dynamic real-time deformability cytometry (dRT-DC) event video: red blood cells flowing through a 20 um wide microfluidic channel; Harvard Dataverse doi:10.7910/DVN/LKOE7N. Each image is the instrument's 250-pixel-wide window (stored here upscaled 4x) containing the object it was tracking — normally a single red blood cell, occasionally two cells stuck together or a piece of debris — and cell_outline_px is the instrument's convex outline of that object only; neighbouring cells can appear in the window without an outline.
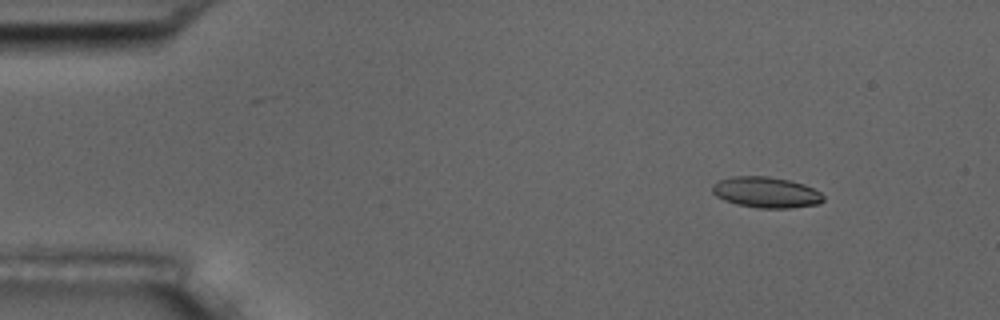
{"species": "common noctule bat (a hibernating species)", "species_latin": "Nyctalus noctula", "temperature_condition": "room temperature", "stored_images_in_passage": 11, "camera_frame_rate_fps": 3000, "um_per_image_px": 0.085, "animal": {"sex": "male", "body_mass_g": 17.5, "forearm_length_mm": 52.3}, "frame": {"image": 1, "passage_image": 2, "time_ms": 2.0, "image_size_px": [1000, 320], "cell_outline_px": [[824, 200], [820, 204], [788, 208], [756, 208], [736, 204], [724, 200], [716, 196], [712, 192], [712, 184], [720, 180], [732, 176], [768, 176], [788, 180], [804, 184], [820, 192], [824, 196]], "centroid_in_image_um": [65.11, 16.35], "position_along_channel_um": 19.9, "area_um2": 20.06}}
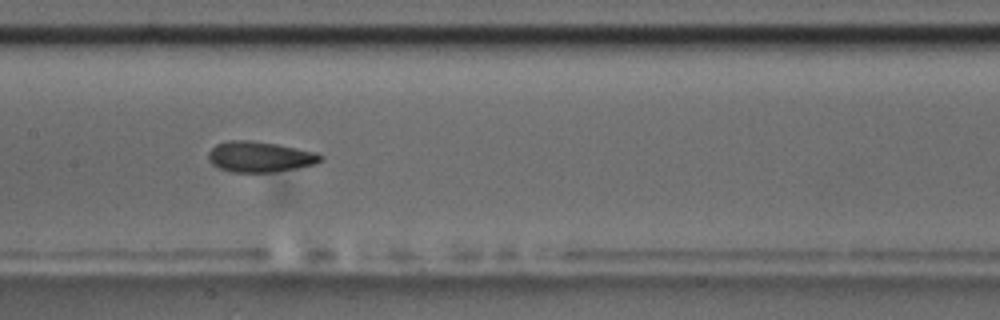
{"frame": {"image": 2, "passage_image": 8, "time_ms": 9.0, "image_size_px": [1000, 320], "cell_outline_px": [[324, 156], [316, 164], [296, 168], [272, 172], [232, 172], [220, 168], [212, 164], [208, 160], [208, 152], [216, 144], [228, 140], [252, 140], [276, 144], [316, 152]], "centroid_in_image_um": [22.06, 13.32], "position_along_channel_um": 185.3, "area_um2": 20.0}}
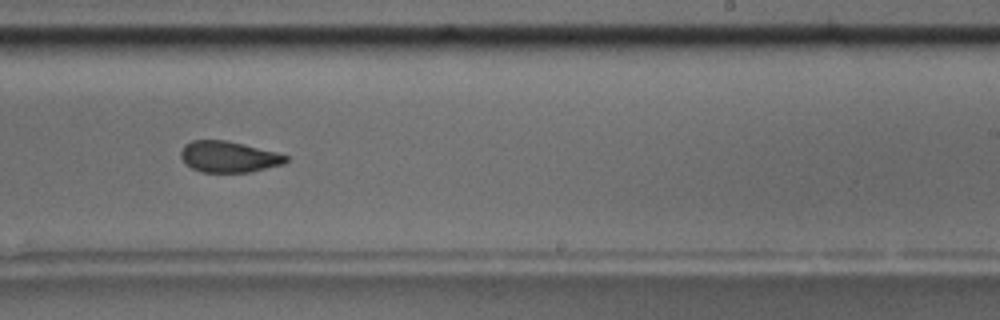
{"frame": {"image": 3, "passage_image": 10, "time_ms": 11.333, "image_size_px": [1000, 320], "cell_outline_px": [[288, 160], [284, 164], [252, 172], [200, 172], [192, 168], [180, 156], [180, 152], [184, 144], [192, 140], [228, 140], [276, 152], [288, 156]], "centroid_in_image_um": [19.45, 13.32], "position_along_channel_um": 269.6, "area_um2": 19.13}}